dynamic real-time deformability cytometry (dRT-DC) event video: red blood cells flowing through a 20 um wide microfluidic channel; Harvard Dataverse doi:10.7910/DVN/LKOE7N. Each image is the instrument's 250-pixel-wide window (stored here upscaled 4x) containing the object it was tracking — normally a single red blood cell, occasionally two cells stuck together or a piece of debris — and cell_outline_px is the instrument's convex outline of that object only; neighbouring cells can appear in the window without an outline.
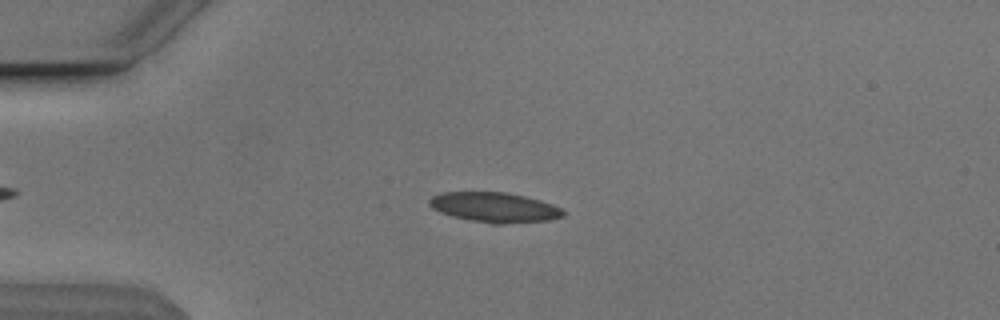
{"species": "Egyptian fruit bat (a non-hibernating species)", "species_latin": "Rousettus aegyptiacus", "temperature_condition": "cold", "stored_images_in_passage": 53, "camera_frame_rate_fps": 3000, "um_per_image_px": 0.085, "animal": {"sex": "male"}, "frame": {"image": 1, "passage_image": 13, "time_ms": 4.0, "image_size_px": [1000, 320], "cell_outline_px": [[568, 212], [564, 216], [548, 220], [500, 224], [492, 224], [452, 216], [440, 212], [432, 208], [428, 204], [428, 200], [432, 196], [444, 192], [504, 192], [524, 196], [540, 200], [552, 204]], "centroid_in_image_um": [42.04, 17.62], "position_along_channel_um": 43.0, "area_um2": 23.29}}
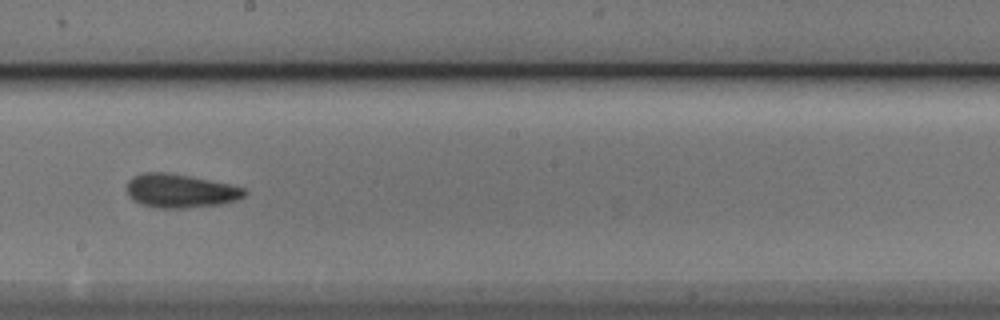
{"frame": {"image": 2, "passage_image": 30, "time_ms": 9.667, "image_size_px": [1000, 320], "cell_outline_px": [[248, 192], [244, 196], [236, 200], [220, 204], [184, 208], [156, 208], [140, 204], [128, 196], [128, 180], [132, 176], [144, 172], [164, 172], [188, 176], [228, 184], [244, 188]], "centroid_in_image_um": [15.29, 16.23], "position_along_channel_um": 232.9, "area_um2": 22.95}}
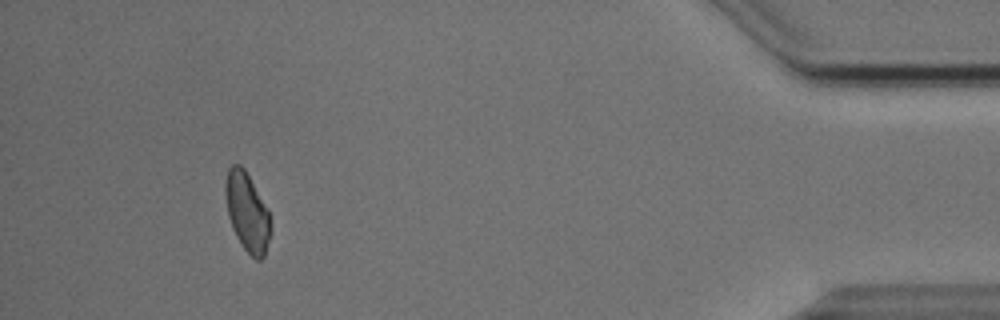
{"frame": {"image": 3, "passage_image": 49, "time_ms": 16.0, "image_size_px": [1000, 320], "cell_outline_px": [[272, 232], [264, 256], [260, 260], [256, 260], [244, 248], [236, 236], [232, 228], [228, 216], [224, 196], [224, 184], [228, 168], [232, 164], [240, 164], [244, 168], [268, 208], [272, 228]], "centroid_in_image_um": [21.01, 18.01], "position_along_channel_um": 414.2, "area_um2": 21.1}, "authors_computed_cell_mechanics": {"area_um2": 22.4264, "velocity_mm_per_s": 3.8383, "shape_relaxation_time_tau1_ms": 6.6719, "shape_relaxation_time_tau2_ms": 3.0372, "deformation_change_tau1": 0.1305, "deformation_change_tau2": 0.0985}}